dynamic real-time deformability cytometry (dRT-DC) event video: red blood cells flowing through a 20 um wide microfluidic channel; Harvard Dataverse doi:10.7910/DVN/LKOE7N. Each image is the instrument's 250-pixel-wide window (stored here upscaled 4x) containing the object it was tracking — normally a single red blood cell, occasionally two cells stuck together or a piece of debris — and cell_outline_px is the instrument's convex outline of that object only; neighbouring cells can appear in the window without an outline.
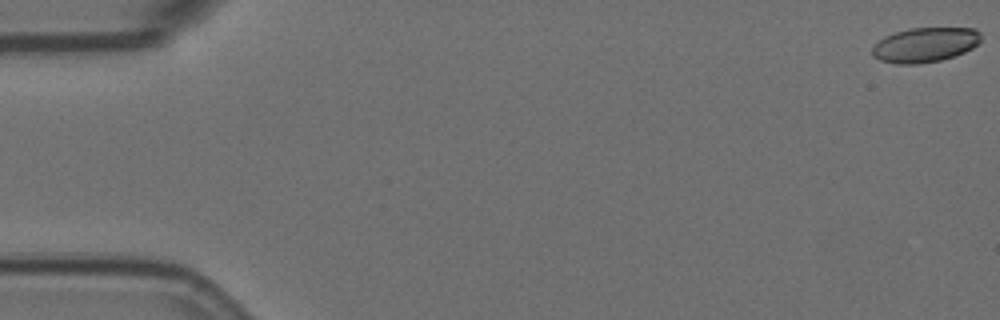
{"species": "Egyptian fruit bat (a non-hibernating species)", "species_latin": "Rousettus aegyptiacus", "temperature_condition": "room temperature", "stored_images_in_passage": 58, "camera_frame_rate_fps": 3000, "um_per_image_px": 0.085, "animal": {"sex": "female"}, "frame": {"image": 1, "passage_image": 1, "time_ms": 0.0, "image_size_px": [1000, 320], "cell_outline_px": [[980, 40], [972, 48], [964, 52], [940, 60], [916, 64], [896, 64], [880, 60], [872, 56], [872, 48], [884, 36], [908, 28], [976, 28], [980, 32]], "centroid_in_image_um": [78.61, 3.8], "position_along_channel_um": 6.4, "area_um2": 21.85}}
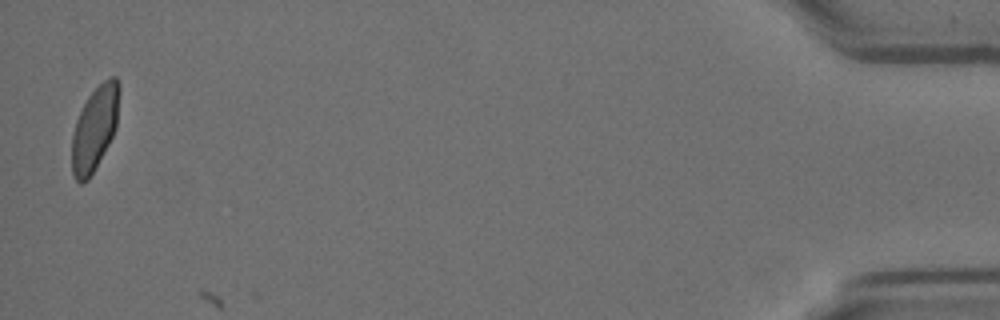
{"frame": {"image": 2, "passage_image": 57, "time_ms": 18.667, "image_size_px": [1000, 320], "cell_outline_px": [[120, 92], [116, 128], [108, 144], [88, 180], [84, 184], [80, 184], [72, 176], [72, 136], [76, 120], [88, 96], [108, 76], [116, 76], [120, 84]], "centroid_in_image_um": [8.06, 10.9], "position_along_channel_um": 427.1, "area_um2": 23.24}}